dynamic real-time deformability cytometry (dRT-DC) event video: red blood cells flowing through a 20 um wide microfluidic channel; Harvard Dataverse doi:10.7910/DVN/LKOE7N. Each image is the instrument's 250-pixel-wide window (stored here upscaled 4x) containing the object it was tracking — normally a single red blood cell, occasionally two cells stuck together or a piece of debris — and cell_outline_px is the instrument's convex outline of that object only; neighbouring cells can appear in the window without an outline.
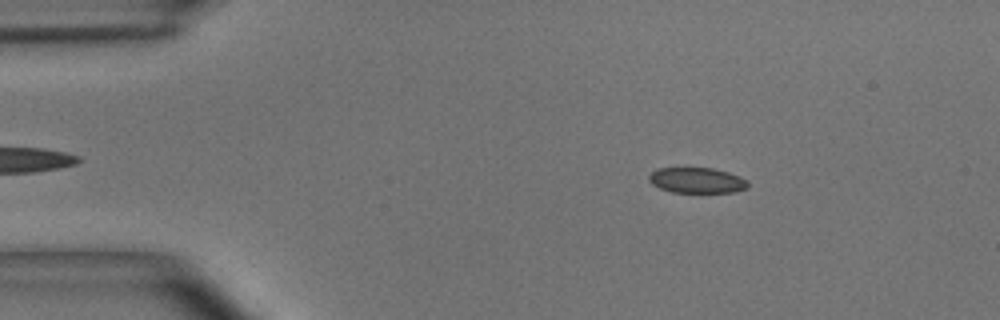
{"species": "common noctule bat (a hibernating species)", "species_latin": "Nyctalus noctula", "temperature_condition": "room temperature", "stored_images_in_passage": 51, "camera_frame_rate_fps": 3000, "um_per_image_px": 0.085, "animal": {"sex": "male", "body_mass_g": 15.6}, "frame": {"image": 1, "passage_image": 8, "time_ms": 2.333, "image_size_px": [1000, 320], "cell_outline_px": [[748, 188], [736, 192], [672, 192], [660, 188], [652, 184], [648, 180], [648, 176], [656, 168], [712, 168], [728, 172], [740, 176], [748, 180]], "centroid_in_image_um": [59.25, 15.33], "position_along_channel_um": 25.8, "area_um2": 14.8}}
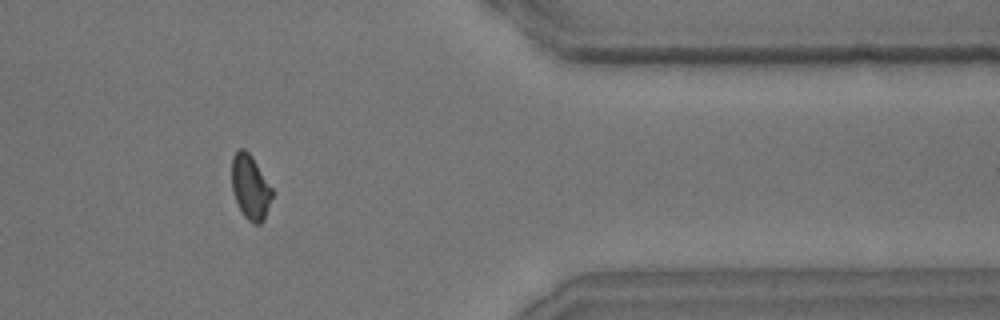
{"frame": {"image": 2, "passage_image": 42, "time_ms": 13.667, "image_size_px": [1000, 320], "cell_outline_px": [[272, 196], [264, 220], [260, 224], [252, 224], [244, 216], [232, 192], [232, 156], [240, 148], [244, 148], [252, 156], [272, 188]], "centroid_in_image_um": [21.27, 15.91], "position_along_channel_um": 390.1, "area_um2": 15.09}}
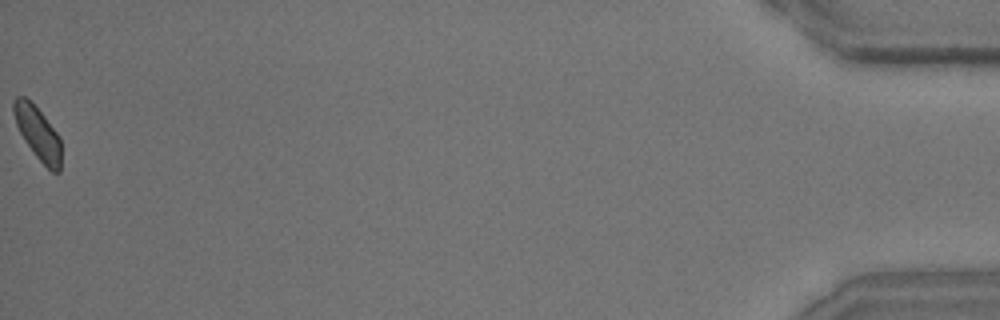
{"frame": {"image": 3, "passage_image": 51, "time_ms": 16.667, "image_size_px": [1000, 320], "cell_outline_px": [[60, 172], [52, 172], [36, 156], [24, 140], [16, 124], [12, 112], [12, 100], [16, 96], [24, 96], [44, 116], [60, 136]], "centroid_in_image_um": [3.19, 11.3], "position_along_channel_um": 432.0, "area_um2": 14.51}, "authors_computed_cell_mechanics": {"area_um2": 15.606, "velocity_mm_per_s": 3.9311, "shape_relaxation_time_tau1_ms": 5.0386, "shape_relaxation_time_tau2_ms": 1.1326, "deformation_change_tau1": 0.1096, "deformation_change_tau2": 0.0409}}